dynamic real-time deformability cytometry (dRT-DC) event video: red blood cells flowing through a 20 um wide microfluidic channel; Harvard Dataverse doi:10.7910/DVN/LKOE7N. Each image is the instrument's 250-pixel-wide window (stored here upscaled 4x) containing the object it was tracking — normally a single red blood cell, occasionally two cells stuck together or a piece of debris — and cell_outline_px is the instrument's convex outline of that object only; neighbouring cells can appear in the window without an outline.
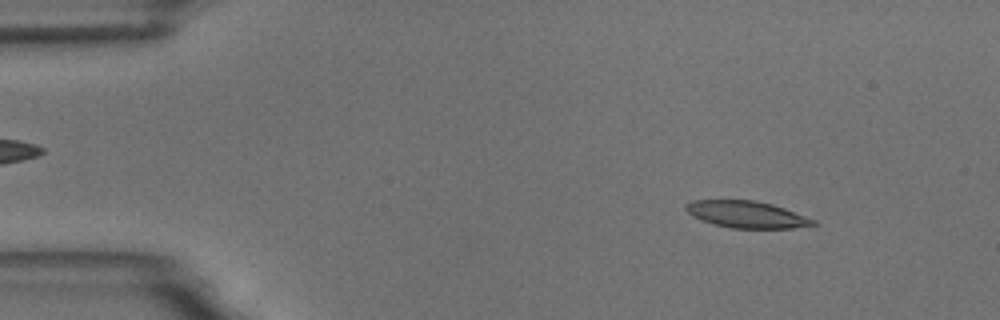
{"species": "common noctule bat (a hibernating species)", "species_latin": "Nyctalus noctula", "temperature_condition": "room temperature", "stored_images_in_passage": 18, "camera_frame_rate_fps": 3000, "um_per_image_px": 0.085, "animal": {"sex": "male", "body_mass_g": 18.8}, "frame": {"image": 1, "passage_image": 7, "time_ms": 2.0, "image_size_px": [1000, 320], "cell_outline_px": [[820, 224], [792, 228], [732, 228], [700, 220], [692, 216], [684, 208], [684, 204], [692, 200], [752, 200], [772, 204], [784, 208], [816, 220]], "centroid_in_image_um": [63.46, 18.22], "position_along_channel_um": 21.5, "area_um2": 19.88}}
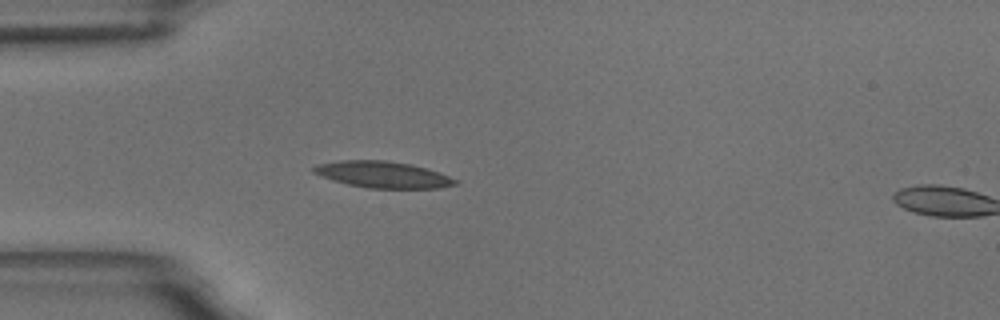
{"frame": {"image": 2, "passage_image": 16, "time_ms": 5.0, "image_size_px": [1000, 320], "cell_outline_px": [[460, 184], [440, 188], [368, 188], [348, 184], [332, 180], [320, 176], [312, 172], [312, 168], [320, 164], [340, 160], [384, 160], [412, 164], [440, 172], [460, 180]], "centroid_in_image_um": [32.61, 14.84], "position_along_channel_um": 52.4, "area_um2": 22.02}}